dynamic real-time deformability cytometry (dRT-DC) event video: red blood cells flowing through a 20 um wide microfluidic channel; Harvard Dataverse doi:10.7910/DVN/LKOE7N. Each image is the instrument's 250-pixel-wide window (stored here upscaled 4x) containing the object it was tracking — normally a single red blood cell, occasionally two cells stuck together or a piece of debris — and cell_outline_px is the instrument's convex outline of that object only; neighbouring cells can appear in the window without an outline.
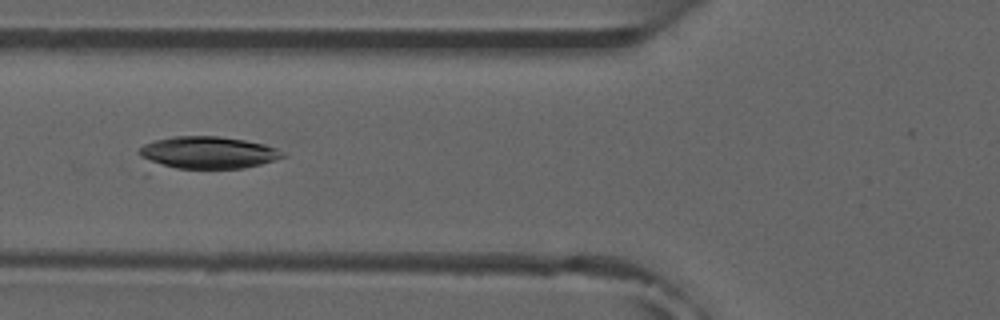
{"species": "common noctule bat (a hibernating species)", "species_latin": "Nyctalus noctula", "temperature_condition": "room temperature", "stored_images_in_passage": 4, "camera_frame_rate_fps": 3000, "um_per_image_px": 0.085, "animal": {"sex": "male", "forearm_length_mm": 52.5}, "frame": {"image": 1, "passage_image": 4, "time_ms": 3.667, "image_size_px": [1000, 320], "cell_outline_px": [[288, 156], [260, 164], [244, 168], [176, 168], [152, 164], [140, 156], [136, 152], [144, 144], [156, 140], [172, 136], [220, 136], [244, 140], [264, 144], [276, 148], [284, 152]], "centroid_in_image_um": [17.66, 12.97], "position_along_channel_um": 108.1, "area_um2": 26.99}}